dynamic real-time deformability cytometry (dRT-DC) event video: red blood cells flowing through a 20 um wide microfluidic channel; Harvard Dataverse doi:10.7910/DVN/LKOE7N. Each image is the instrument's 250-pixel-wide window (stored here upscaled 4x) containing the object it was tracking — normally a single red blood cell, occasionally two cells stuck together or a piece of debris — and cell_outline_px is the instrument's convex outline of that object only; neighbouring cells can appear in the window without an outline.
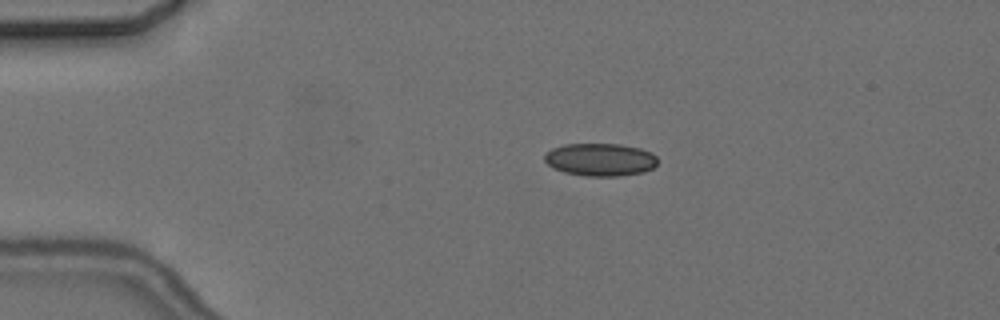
{"species": "common noctule bat (a hibernating species)", "species_latin": "Nyctalus noctula", "temperature_condition": "cold", "stored_images_in_passage": 3, "camera_frame_rate_fps": 3000, "um_per_image_px": 0.085, "animal": {"sex": "female", "body_mass_g": 24.6, "forearm_length_mm": 56.2}, "frame": {"image": 1, "passage_image": 1, "time_ms": 0.0, "image_size_px": [1000, 320], "cell_outline_px": [[656, 164], [652, 168], [644, 172], [620, 176], [584, 176], [564, 172], [552, 168], [544, 160], [544, 156], [552, 148], [564, 144], [620, 144], [640, 148], [652, 152], [656, 156]], "centroid_in_image_um": [51.02, 13.57], "position_along_channel_um": 34.0, "area_um2": 21.68}}